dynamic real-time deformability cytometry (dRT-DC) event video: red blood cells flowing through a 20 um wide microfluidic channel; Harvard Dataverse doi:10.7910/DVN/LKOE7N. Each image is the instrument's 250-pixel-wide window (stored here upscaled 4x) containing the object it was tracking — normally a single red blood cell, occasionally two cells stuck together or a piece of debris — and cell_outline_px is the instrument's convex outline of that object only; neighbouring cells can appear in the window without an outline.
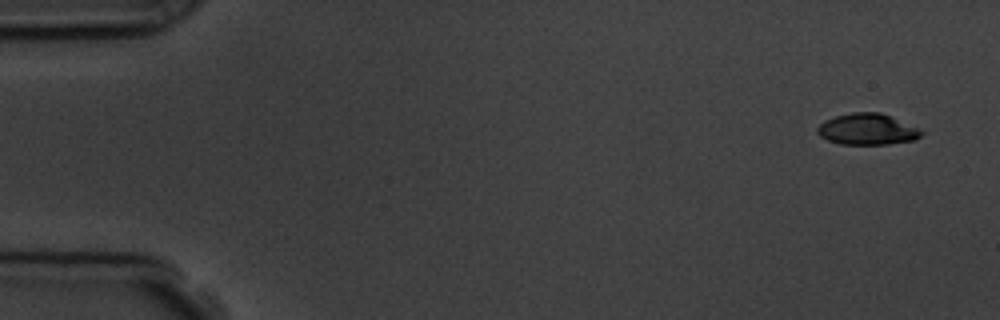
{"species": "common noctule bat (a hibernating species)", "species_latin": "Nyctalus noctula", "temperature_condition": "room temperature", "stored_images_in_passage": 5, "camera_frame_rate_fps": 3000, "um_per_image_px": 0.085, "animal": {"sex": "male", "body_mass_g": 19.5, "forearm_length_mm": 54.6}, "frame": {"image": 1, "passage_image": 1, "time_ms": 0.0, "image_size_px": [1000, 320], "cell_outline_px": [[924, 132], [916, 140], [888, 144], [840, 144], [828, 140], [820, 136], [816, 132], [816, 128], [824, 120], [836, 116], [852, 112], [880, 112], [916, 128]], "centroid_in_image_um": [73.67, 10.99], "position_along_channel_um": 11.3, "area_um2": 18.73}}
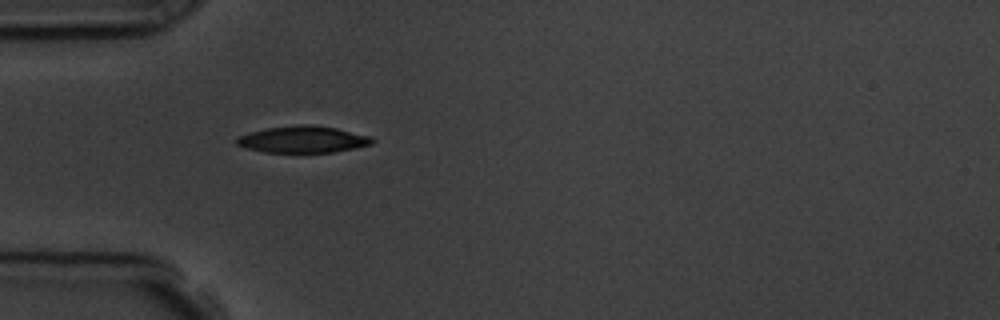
{"frame": {"image": 2, "passage_image": 5, "time_ms": 4.667, "image_size_px": [1000, 320], "cell_outline_px": [[376, 140], [372, 144], [356, 148], [332, 152], [264, 152], [248, 148], [236, 144], [236, 136], [248, 132], [268, 128], [296, 124], [312, 124], [336, 128], [372, 136]], "centroid_in_image_um": [25.77, 11.84], "position_along_channel_um": 59.2, "area_um2": 21.27}}